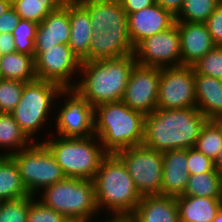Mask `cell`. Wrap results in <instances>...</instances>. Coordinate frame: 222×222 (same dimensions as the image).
<instances>
[{
	"label": "cell",
	"mask_w": 222,
	"mask_h": 222,
	"mask_svg": "<svg viewBox=\"0 0 222 222\" xmlns=\"http://www.w3.org/2000/svg\"><path fill=\"white\" fill-rule=\"evenodd\" d=\"M130 217L133 222H179L176 197L144 196Z\"/></svg>",
	"instance_id": "obj_21"
},
{
	"label": "cell",
	"mask_w": 222,
	"mask_h": 222,
	"mask_svg": "<svg viewBox=\"0 0 222 222\" xmlns=\"http://www.w3.org/2000/svg\"><path fill=\"white\" fill-rule=\"evenodd\" d=\"M25 82L0 78V113H11L21 100Z\"/></svg>",
	"instance_id": "obj_33"
},
{
	"label": "cell",
	"mask_w": 222,
	"mask_h": 222,
	"mask_svg": "<svg viewBox=\"0 0 222 222\" xmlns=\"http://www.w3.org/2000/svg\"><path fill=\"white\" fill-rule=\"evenodd\" d=\"M43 143L50 150L65 177L94 180L101 161L107 156L95 136L61 137L50 134Z\"/></svg>",
	"instance_id": "obj_6"
},
{
	"label": "cell",
	"mask_w": 222,
	"mask_h": 222,
	"mask_svg": "<svg viewBox=\"0 0 222 222\" xmlns=\"http://www.w3.org/2000/svg\"><path fill=\"white\" fill-rule=\"evenodd\" d=\"M194 148L213 161L222 148V131L212 120H207L202 126Z\"/></svg>",
	"instance_id": "obj_31"
},
{
	"label": "cell",
	"mask_w": 222,
	"mask_h": 222,
	"mask_svg": "<svg viewBox=\"0 0 222 222\" xmlns=\"http://www.w3.org/2000/svg\"><path fill=\"white\" fill-rule=\"evenodd\" d=\"M134 49L130 36H111L103 30L90 40L89 61L124 57L134 54Z\"/></svg>",
	"instance_id": "obj_24"
},
{
	"label": "cell",
	"mask_w": 222,
	"mask_h": 222,
	"mask_svg": "<svg viewBox=\"0 0 222 222\" xmlns=\"http://www.w3.org/2000/svg\"><path fill=\"white\" fill-rule=\"evenodd\" d=\"M61 90L58 84L40 79L25 83L21 100L11 114L32 142H43L51 134L49 128L53 126L55 102ZM41 133L43 139H39Z\"/></svg>",
	"instance_id": "obj_5"
},
{
	"label": "cell",
	"mask_w": 222,
	"mask_h": 222,
	"mask_svg": "<svg viewBox=\"0 0 222 222\" xmlns=\"http://www.w3.org/2000/svg\"><path fill=\"white\" fill-rule=\"evenodd\" d=\"M66 0H12V7L21 19L40 24L53 10Z\"/></svg>",
	"instance_id": "obj_29"
},
{
	"label": "cell",
	"mask_w": 222,
	"mask_h": 222,
	"mask_svg": "<svg viewBox=\"0 0 222 222\" xmlns=\"http://www.w3.org/2000/svg\"><path fill=\"white\" fill-rule=\"evenodd\" d=\"M145 115L131 109L122 100L94 107V135L108 154L142 145Z\"/></svg>",
	"instance_id": "obj_3"
},
{
	"label": "cell",
	"mask_w": 222,
	"mask_h": 222,
	"mask_svg": "<svg viewBox=\"0 0 222 222\" xmlns=\"http://www.w3.org/2000/svg\"><path fill=\"white\" fill-rule=\"evenodd\" d=\"M35 197L64 217L88 222L101 215L96 205L95 185L92 180L65 177L46 187Z\"/></svg>",
	"instance_id": "obj_7"
},
{
	"label": "cell",
	"mask_w": 222,
	"mask_h": 222,
	"mask_svg": "<svg viewBox=\"0 0 222 222\" xmlns=\"http://www.w3.org/2000/svg\"><path fill=\"white\" fill-rule=\"evenodd\" d=\"M0 49L1 54H9L16 51L14 44V37L12 33H1L0 34Z\"/></svg>",
	"instance_id": "obj_41"
},
{
	"label": "cell",
	"mask_w": 222,
	"mask_h": 222,
	"mask_svg": "<svg viewBox=\"0 0 222 222\" xmlns=\"http://www.w3.org/2000/svg\"><path fill=\"white\" fill-rule=\"evenodd\" d=\"M127 16L155 3V0H119Z\"/></svg>",
	"instance_id": "obj_40"
},
{
	"label": "cell",
	"mask_w": 222,
	"mask_h": 222,
	"mask_svg": "<svg viewBox=\"0 0 222 222\" xmlns=\"http://www.w3.org/2000/svg\"><path fill=\"white\" fill-rule=\"evenodd\" d=\"M61 222H86V221L81 220L79 218L64 217V219Z\"/></svg>",
	"instance_id": "obj_47"
},
{
	"label": "cell",
	"mask_w": 222,
	"mask_h": 222,
	"mask_svg": "<svg viewBox=\"0 0 222 222\" xmlns=\"http://www.w3.org/2000/svg\"><path fill=\"white\" fill-rule=\"evenodd\" d=\"M160 68L135 64L122 101L145 116L157 109Z\"/></svg>",
	"instance_id": "obj_14"
},
{
	"label": "cell",
	"mask_w": 222,
	"mask_h": 222,
	"mask_svg": "<svg viewBox=\"0 0 222 222\" xmlns=\"http://www.w3.org/2000/svg\"><path fill=\"white\" fill-rule=\"evenodd\" d=\"M179 222H212L222 207V198L176 197Z\"/></svg>",
	"instance_id": "obj_22"
},
{
	"label": "cell",
	"mask_w": 222,
	"mask_h": 222,
	"mask_svg": "<svg viewBox=\"0 0 222 222\" xmlns=\"http://www.w3.org/2000/svg\"><path fill=\"white\" fill-rule=\"evenodd\" d=\"M20 16L13 7L0 16V34L12 33L20 21Z\"/></svg>",
	"instance_id": "obj_39"
},
{
	"label": "cell",
	"mask_w": 222,
	"mask_h": 222,
	"mask_svg": "<svg viewBox=\"0 0 222 222\" xmlns=\"http://www.w3.org/2000/svg\"><path fill=\"white\" fill-rule=\"evenodd\" d=\"M87 9L93 35L105 30L111 36H129L127 13L119 0H79Z\"/></svg>",
	"instance_id": "obj_15"
},
{
	"label": "cell",
	"mask_w": 222,
	"mask_h": 222,
	"mask_svg": "<svg viewBox=\"0 0 222 222\" xmlns=\"http://www.w3.org/2000/svg\"><path fill=\"white\" fill-rule=\"evenodd\" d=\"M70 40L68 46L82 61H89L93 28L88 9L79 0H69Z\"/></svg>",
	"instance_id": "obj_20"
},
{
	"label": "cell",
	"mask_w": 222,
	"mask_h": 222,
	"mask_svg": "<svg viewBox=\"0 0 222 222\" xmlns=\"http://www.w3.org/2000/svg\"><path fill=\"white\" fill-rule=\"evenodd\" d=\"M207 120L196 107L157 108L145 116L143 145L159 152L193 148Z\"/></svg>",
	"instance_id": "obj_1"
},
{
	"label": "cell",
	"mask_w": 222,
	"mask_h": 222,
	"mask_svg": "<svg viewBox=\"0 0 222 222\" xmlns=\"http://www.w3.org/2000/svg\"><path fill=\"white\" fill-rule=\"evenodd\" d=\"M70 40L69 0L51 11L38 24L35 48H51L58 44L68 45Z\"/></svg>",
	"instance_id": "obj_18"
},
{
	"label": "cell",
	"mask_w": 222,
	"mask_h": 222,
	"mask_svg": "<svg viewBox=\"0 0 222 222\" xmlns=\"http://www.w3.org/2000/svg\"><path fill=\"white\" fill-rule=\"evenodd\" d=\"M34 61L37 79L56 83L62 89L75 87L82 62L68 45L35 48Z\"/></svg>",
	"instance_id": "obj_11"
},
{
	"label": "cell",
	"mask_w": 222,
	"mask_h": 222,
	"mask_svg": "<svg viewBox=\"0 0 222 222\" xmlns=\"http://www.w3.org/2000/svg\"><path fill=\"white\" fill-rule=\"evenodd\" d=\"M53 133L61 137L94 135V107L74 88L62 89L58 94L51 134Z\"/></svg>",
	"instance_id": "obj_9"
},
{
	"label": "cell",
	"mask_w": 222,
	"mask_h": 222,
	"mask_svg": "<svg viewBox=\"0 0 222 222\" xmlns=\"http://www.w3.org/2000/svg\"><path fill=\"white\" fill-rule=\"evenodd\" d=\"M31 196L4 201L0 208V222H27Z\"/></svg>",
	"instance_id": "obj_35"
},
{
	"label": "cell",
	"mask_w": 222,
	"mask_h": 222,
	"mask_svg": "<svg viewBox=\"0 0 222 222\" xmlns=\"http://www.w3.org/2000/svg\"><path fill=\"white\" fill-rule=\"evenodd\" d=\"M155 2L175 16L181 9L184 0H155Z\"/></svg>",
	"instance_id": "obj_42"
},
{
	"label": "cell",
	"mask_w": 222,
	"mask_h": 222,
	"mask_svg": "<svg viewBox=\"0 0 222 222\" xmlns=\"http://www.w3.org/2000/svg\"><path fill=\"white\" fill-rule=\"evenodd\" d=\"M0 78L25 83L36 80L34 57L16 51L3 54L0 58Z\"/></svg>",
	"instance_id": "obj_25"
},
{
	"label": "cell",
	"mask_w": 222,
	"mask_h": 222,
	"mask_svg": "<svg viewBox=\"0 0 222 222\" xmlns=\"http://www.w3.org/2000/svg\"><path fill=\"white\" fill-rule=\"evenodd\" d=\"M10 157L15 161L21 180L32 196L65 178L61 167L43 142H33Z\"/></svg>",
	"instance_id": "obj_8"
},
{
	"label": "cell",
	"mask_w": 222,
	"mask_h": 222,
	"mask_svg": "<svg viewBox=\"0 0 222 222\" xmlns=\"http://www.w3.org/2000/svg\"><path fill=\"white\" fill-rule=\"evenodd\" d=\"M134 57L136 63L143 66H181V42L177 24L141 41L134 49Z\"/></svg>",
	"instance_id": "obj_13"
},
{
	"label": "cell",
	"mask_w": 222,
	"mask_h": 222,
	"mask_svg": "<svg viewBox=\"0 0 222 222\" xmlns=\"http://www.w3.org/2000/svg\"><path fill=\"white\" fill-rule=\"evenodd\" d=\"M32 143L11 113H0V156H11Z\"/></svg>",
	"instance_id": "obj_26"
},
{
	"label": "cell",
	"mask_w": 222,
	"mask_h": 222,
	"mask_svg": "<svg viewBox=\"0 0 222 222\" xmlns=\"http://www.w3.org/2000/svg\"><path fill=\"white\" fill-rule=\"evenodd\" d=\"M207 29L216 46H222V4L220 3L215 11L205 22Z\"/></svg>",
	"instance_id": "obj_38"
},
{
	"label": "cell",
	"mask_w": 222,
	"mask_h": 222,
	"mask_svg": "<svg viewBox=\"0 0 222 222\" xmlns=\"http://www.w3.org/2000/svg\"><path fill=\"white\" fill-rule=\"evenodd\" d=\"M3 202H4V201L0 199V208H1V205L3 204Z\"/></svg>",
	"instance_id": "obj_49"
},
{
	"label": "cell",
	"mask_w": 222,
	"mask_h": 222,
	"mask_svg": "<svg viewBox=\"0 0 222 222\" xmlns=\"http://www.w3.org/2000/svg\"><path fill=\"white\" fill-rule=\"evenodd\" d=\"M196 107L195 70L192 66L160 68L157 108Z\"/></svg>",
	"instance_id": "obj_12"
},
{
	"label": "cell",
	"mask_w": 222,
	"mask_h": 222,
	"mask_svg": "<svg viewBox=\"0 0 222 222\" xmlns=\"http://www.w3.org/2000/svg\"><path fill=\"white\" fill-rule=\"evenodd\" d=\"M195 74L222 80V46H215L192 65Z\"/></svg>",
	"instance_id": "obj_34"
},
{
	"label": "cell",
	"mask_w": 222,
	"mask_h": 222,
	"mask_svg": "<svg viewBox=\"0 0 222 222\" xmlns=\"http://www.w3.org/2000/svg\"><path fill=\"white\" fill-rule=\"evenodd\" d=\"M220 4V0H184L175 21L205 23Z\"/></svg>",
	"instance_id": "obj_30"
},
{
	"label": "cell",
	"mask_w": 222,
	"mask_h": 222,
	"mask_svg": "<svg viewBox=\"0 0 222 222\" xmlns=\"http://www.w3.org/2000/svg\"><path fill=\"white\" fill-rule=\"evenodd\" d=\"M187 166L190 175L217 171L214 167V161L194 147L187 149Z\"/></svg>",
	"instance_id": "obj_37"
},
{
	"label": "cell",
	"mask_w": 222,
	"mask_h": 222,
	"mask_svg": "<svg viewBox=\"0 0 222 222\" xmlns=\"http://www.w3.org/2000/svg\"><path fill=\"white\" fill-rule=\"evenodd\" d=\"M12 7V0H0V16Z\"/></svg>",
	"instance_id": "obj_44"
},
{
	"label": "cell",
	"mask_w": 222,
	"mask_h": 222,
	"mask_svg": "<svg viewBox=\"0 0 222 222\" xmlns=\"http://www.w3.org/2000/svg\"><path fill=\"white\" fill-rule=\"evenodd\" d=\"M215 125L222 131V113L216 115L213 119H211Z\"/></svg>",
	"instance_id": "obj_46"
},
{
	"label": "cell",
	"mask_w": 222,
	"mask_h": 222,
	"mask_svg": "<svg viewBox=\"0 0 222 222\" xmlns=\"http://www.w3.org/2000/svg\"><path fill=\"white\" fill-rule=\"evenodd\" d=\"M98 211L104 216H130L141 200L124 163L107 154L93 180Z\"/></svg>",
	"instance_id": "obj_4"
},
{
	"label": "cell",
	"mask_w": 222,
	"mask_h": 222,
	"mask_svg": "<svg viewBox=\"0 0 222 222\" xmlns=\"http://www.w3.org/2000/svg\"><path fill=\"white\" fill-rule=\"evenodd\" d=\"M196 108L208 119L222 113V80L195 74Z\"/></svg>",
	"instance_id": "obj_23"
},
{
	"label": "cell",
	"mask_w": 222,
	"mask_h": 222,
	"mask_svg": "<svg viewBox=\"0 0 222 222\" xmlns=\"http://www.w3.org/2000/svg\"><path fill=\"white\" fill-rule=\"evenodd\" d=\"M183 195L222 198V174L218 171H209L190 175Z\"/></svg>",
	"instance_id": "obj_28"
},
{
	"label": "cell",
	"mask_w": 222,
	"mask_h": 222,
	"mask_svg": "<svg viewBox=\"0 0 222 222\" xmlns=\"http://www.w3.org/2000/svg\"><path fill=\"white\" fill-rule=\"evenodd\" d=\"M190 174L187 166V149L163 152L161 195L178 197L183 195Z\"/></svg>",
	"instance_id": "obj_19"
},
{
	"label": "cell",
	"mask_w": 222,
	"mask_h": 222,
	"mask_svg": "<svg viewBox=\"0 0 222 222\" xmlns=\"http://www.w3.org/2000/svg\"><path fill=\"white\" fill-rule=\"evenodd\" d=\"M115 155L124 163L141 197L161 195L163 152L138 145Z\"/></svg>",
	"instance_id": "obj_10"
},
{
	"label": "cell",
	"mask_w": 222,
	"mask_h": 222,
	"mask_svg": "<svg viewBox=\"0 0 222 222\" xmlns=\"http://www.w3.org/2000/svg\"><path fill=\"white\" fill-rule=\"evenodd\" d=\"M135 64L134 54L82 61L74 89L93 107L121 101Z\"/></svg>",
	"instance_id": "obj_2"
},
{
	"label": "cell",
	"mask_w": 222,
	"mask_h": 222,
	"mask_svg": "<svg viewBox=\"0 0 222 222\" xmlns=\"http://www.w3.org/2000/svg\"><path fill=\"white\" fill-rule=\"evenodd\" d=\"M214 167L215 169L222 174V148L219 151V154L214 160Z\"/></svg>",
	"instance_id": "obj_45"
},
{
	"label": "cell",
	"mask_w": 222,
	"mask_h": 222,
	"mask_svg": "<svg viewBox=\"0 0 222 222\" xmlns=\"http://www.w3.org/2000/svg\"><path fill=\"white\" fill-rule=\"evenodd\" d=\"M64 216L43 205L35 196L30 197L27 222H61Z\"/></svg>",
	"instance_id": "obj_36"
},
{
	"label": "cell",
	"mask_w": 222,
	"mask_h": 222,
	"mask_svg": "<svg viewBox=\"0 0 222 222\" xmlns=\"http://www.w3.org/2000/svg\"><path fill=\"white\" fill-rule=\"evenodd\" d=\"M128 32L134 48L143 40L168 30L175 24V16L156 2L127 16Z\"/></svg>",
	"instance_id": "obj_16"
},
{
	"label": "cell",
	"mask_w": 222,
	"mask_h": 222,
	"mask_svg": "<svg viewBox=\"0 0 222 222\" xmlns=\"http://www.w3.org/2000/svg\"><path fill=\"white\" fill-rule=\"evenodd\" d=\"M38 24L32 21L20 19L12 32L16 52L32 55L34 57L35 36Z\"/></svg>",
	"instance_id": "obj_32"
},
{
	"label": "cell",
	"mask_w": 222,
	"mask_h": 222,
	"mask_svg": "<svg viewBox=\"0 0 222 222\" xmlns=\"http://www.w3.org/2000/svg\"><path fill=\"white\" fill-rule=\"evenodd\" d=\"M29 195L15 161L10 156H0V199L14 200Z\"/></svg>",
	"instance_id": "obj_27"
},
{
	"label": "cell",
	"mask_w": 222,
	"mask_h": 222,
	"mask_svg": "<svg viewBox=\"0 0 222 222\" xmlns=\"http://www.w3.org/2000/svg\"><path fill=\"white\" fill-rule=\"evenodd\" d=\"M212 222H222V207Z\"/></svg>",
	"instance_id": "obj_48"
},
{
	"label": "cell",
	"mask_w": 222,
	"mask_h": 222,
	"mask_svg": "<svg viewBox=\"0 0 222 222\" xmlns=\"http://www.w3.org/2000/svg\"><path fill=\"white\" fill-rule=\"evenodd\" d=\"M103 217V219H102ZM97 220V221H96ZM88 222H133L132 218L130 216H106L104 218V215L99 217V219H93Z\"/></svg>",
	"instance_id": "obj_43"
},
{
	"label": "cell",
	"mask_w": 222,
	"mask_h": 222,
	"mask_svg": "<svg viewBox=\"0 0 222 222\" xmlns=\"http://www.w3.org/2000/svg\"><path fill=\"white\" fill-rule=\"evenodd\" d=\"M181 42V65L192 66L216 45L205 23L175 21Z\"/></svg>",
	"instance_id": "obj_17"
}]
</instances>
